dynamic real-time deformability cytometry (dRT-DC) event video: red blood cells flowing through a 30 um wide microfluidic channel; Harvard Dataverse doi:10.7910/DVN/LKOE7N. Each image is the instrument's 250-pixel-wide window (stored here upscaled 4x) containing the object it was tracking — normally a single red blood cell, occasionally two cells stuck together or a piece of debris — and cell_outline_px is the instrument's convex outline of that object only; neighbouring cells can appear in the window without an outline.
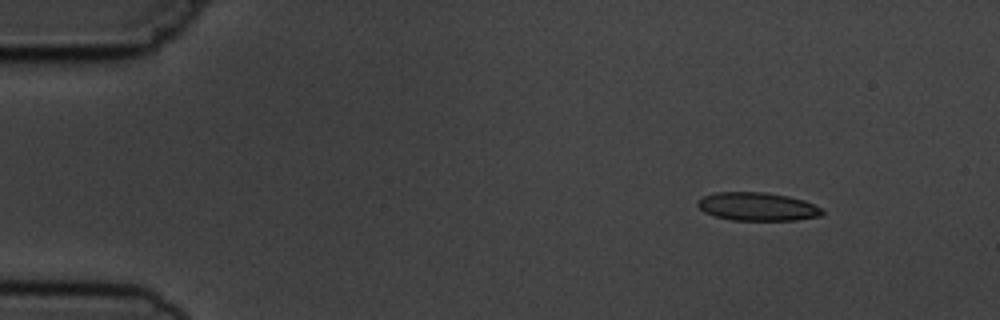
{"species": "common noctule bat (a hibernating species)", "species_latin": "Nyctalus noctula", "temperature_condition": "cold", "stored_images_in_passage": 10, "camera_frame_rate_fps": 3000, "um_per_image_px": 0.085, "animal": {"sex": "male", "body_mass_g": 19.5, "forearm_length_mm": 54.6}, "frame": {"image": 1, "passage_image": 2, "time_ms": 1.333, "image_size_px": [1000, 320], "cell_outline_px": [[824, 212], [820, 216], [796, 220], [732, 220], [716, 216], [704, 212], [696, 204], [696, 200], [704, 196], [716, 192], [764, 192], [788, 196], [804, 200], [820, 208]], "centroid_in_image_um": [64.35, 17.56], "position_along_channel_um": 20.6, "area_um2": 20.46}}
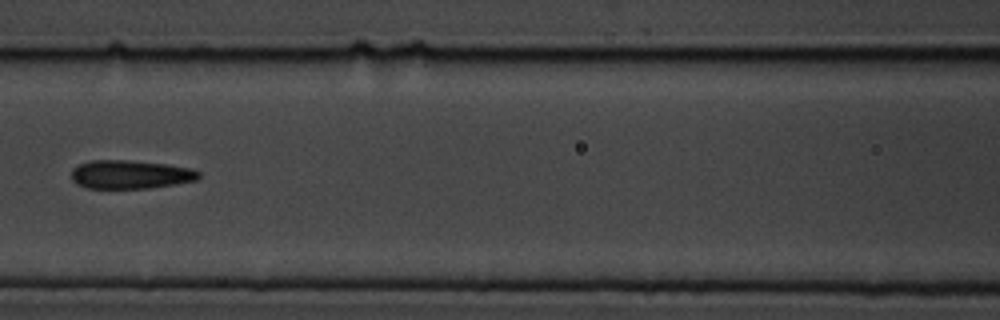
{"frame": {"image": 2, "passage_image": 7, "time_ms": 7.333, "image_size_px": [1000, 320], "cell_outline_px": [[200, 176], [196, 180], [176, 184], [148, 188], [88, 188], [76, 184], [72, 180], [72, 168], [80, 164], [92, 160], [124, 160], [168, 164], [188, 168], [200, 172]], "centroid_in_image_um": [11.06, 14.83], "position_along_channel_um": 155.5, "area_um2": 21.1}}
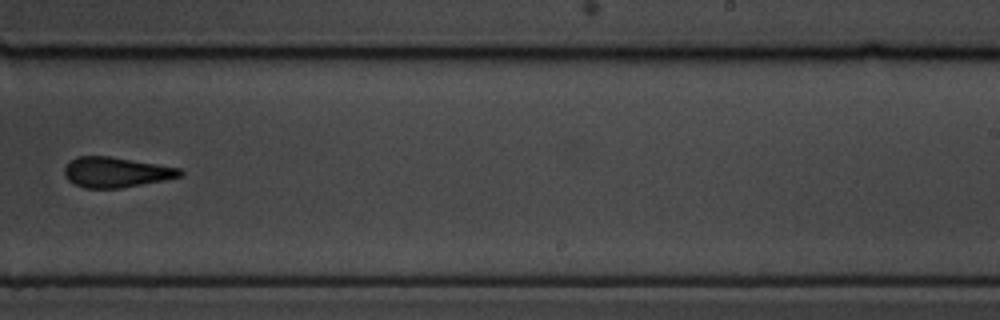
{"frame": {"image": 3, "passage_image": 10, "time_ms": 10.667, "image_size_px": [1000, 320], "cell_outline_px": [[184, 172], [180, 176], [164, 180], [120, 188], [84, 188], [68, 180], [64, 176], [64, 168], [76, 156], [108, 156], [180, 168]], "centroid_in_image_um": [9.84, 14.64], "position_along_channel_um": 279.2, "area_um2": 20.11}}